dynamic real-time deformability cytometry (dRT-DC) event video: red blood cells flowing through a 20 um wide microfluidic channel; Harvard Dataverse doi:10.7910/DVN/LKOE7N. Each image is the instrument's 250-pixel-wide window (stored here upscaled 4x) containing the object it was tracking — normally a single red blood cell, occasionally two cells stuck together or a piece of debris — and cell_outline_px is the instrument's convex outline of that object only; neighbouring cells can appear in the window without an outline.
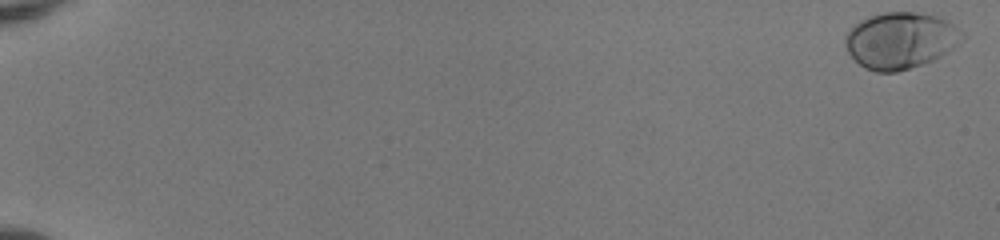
{"species": "human", "species_latin": "Homo sapiens", "temperature_condition": "room temperature", "stored_images_in_passage": 54, "camera_frame_rate_fps": 3000, "um_per_image_px": 0.085, "donor": {"sex": "female"}, "frame": {"image": 1, "passage_image": 1, "time_ms": 0.0, "image_size_px": [1000, 240], "cell_outline_px": [[964, 36], [948, 52], [932, 60], [896, 72], [876, 72], [864, 68], [848, 52], [844, 44], [844, 40], [848, 32], [856, 24], [872, 16], [884, 12], [916, 12], [936, 16], [948, 20], [964, 32]], "centroid_in_image_um": [76.55, 3.43], "position_along_channel_um": 8.5, "area_um2": 37.97}}
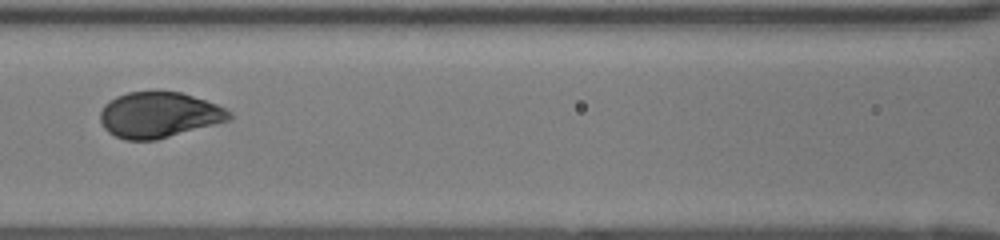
{"frame": {"image": 2, "passage_image": 28, "time_ms": 9.0, "image_size_px": [1000, 240], "cell_outline_px": [[232, 120], [156, 140], [124, 140], [108, 132], [104, 128], [100, 120], [100, 112], [104, 104], [108, 100], [116, 96], [128, 92], [152, 88], [156, 88], [180, 92], [216, 104], [232, 112]], "centroid_in_image_um": [13.49, 9.73], "position_along_channel_um": 153.1, "area_um2": 35.2}}
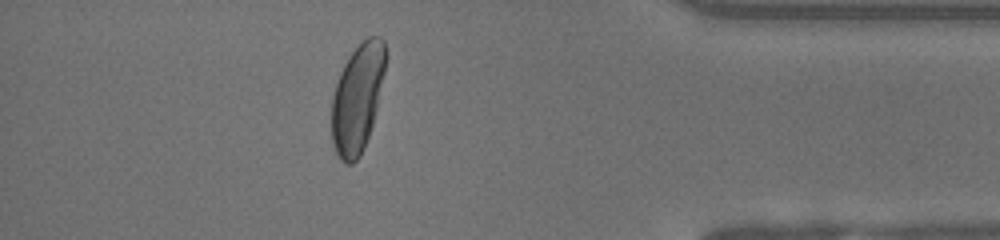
{"frame": {"image": 3, "passage_image": 49, "time_ms": 16.0, "image_size_px": [1000, 240], "cell_outline_px": [[384, 72], [376, 108], [372, 124], [364, 148], [360, 156], [352, 164], [344, 164], [340, 160], [332, 144], [332, 96], [340, 72], [344, 64], [352, 52], [368, 36], [380, 36], [384, 40]], "centroid_in_image_um": [30.35, 8.38], "position_along_channel_um": 404.8, "area_um2": 33.52}, "authors_computed_cell_mechanics": {"area_um2": 35.5181, "velocity_mm_per_s": 3.967, "shape_relaxation_time_tau1_ms": 2.2177, "shape_relaxation_time_tau2_ms": null, "deformation_change_tau1": 0.1525, "deformation_change_tau2": null}}